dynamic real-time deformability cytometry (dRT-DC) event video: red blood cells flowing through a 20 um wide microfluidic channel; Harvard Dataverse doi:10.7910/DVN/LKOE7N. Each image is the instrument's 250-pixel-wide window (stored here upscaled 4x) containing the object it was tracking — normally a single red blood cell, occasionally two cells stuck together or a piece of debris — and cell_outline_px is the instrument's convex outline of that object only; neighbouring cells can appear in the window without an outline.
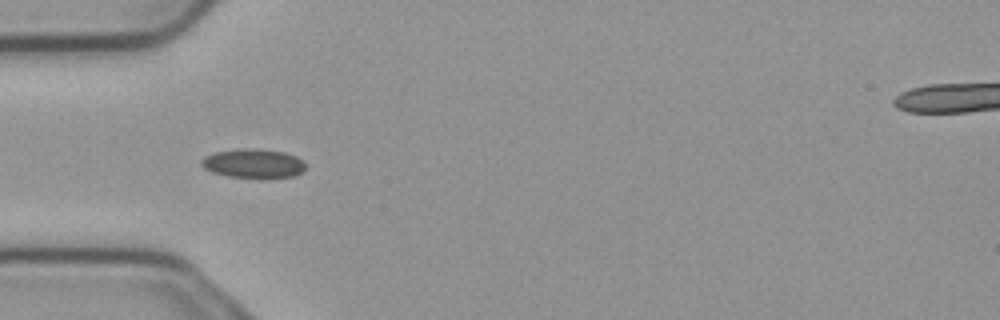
{"species": "common noctule bat (a hibernating species)", "species_latin": "Nyctalus noctula", "temperature_condition": "cold", "stored_images_in_passage": 14, "camera_frame_rate_fps": 3000, "um_per_image_px": 0.085, "animal": {"sex": "male", "body_mass_g": 23.1, "forearm_length_mm": 52.7}, "frame": {"image": 1, "passage_image": 7, "time_ms": 2.0, "image_size_px": [1000, 320], "cell_outline_px": [[304, 172], [296, 176], [228, 176], [212, 172], [204, 168], [200, 164], [200, 160], [204, 156], [216, 152], [244, 148], [256, 148], [284, 152], [296, 156], [304, 164]], "centroid_in_image_um": [21.5, 13.86], "position_along_channel_um": 63.5, "area_um2": 17.22}}
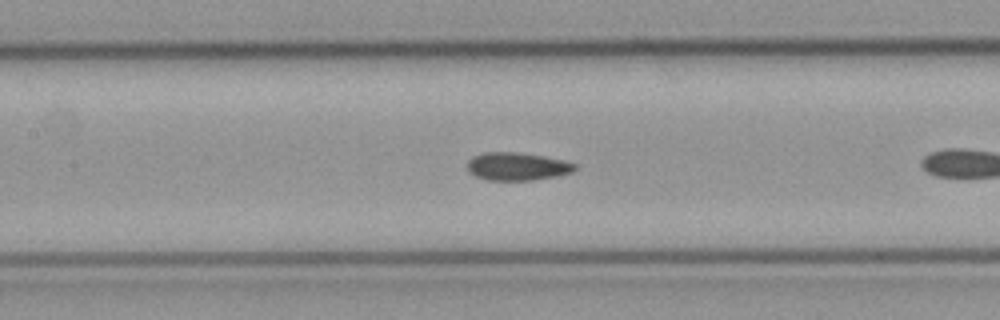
{"frame": {"image": 2, "passage_image": 12, "time_ms": 3.667, "image_size_px": [1000, 320], "cell_outline_px": [[576, 168], [572, 172], [556, 176], [532, 180], [484, 180], [468, 172], [468, 160], [472, 156], [484, 152], [516, 152], [564, 160], [576, 164]], "centroid_in_image_um": [43.92, 14.15], "position_along_channel_um": 163.5, "area_um2": 17.46}}